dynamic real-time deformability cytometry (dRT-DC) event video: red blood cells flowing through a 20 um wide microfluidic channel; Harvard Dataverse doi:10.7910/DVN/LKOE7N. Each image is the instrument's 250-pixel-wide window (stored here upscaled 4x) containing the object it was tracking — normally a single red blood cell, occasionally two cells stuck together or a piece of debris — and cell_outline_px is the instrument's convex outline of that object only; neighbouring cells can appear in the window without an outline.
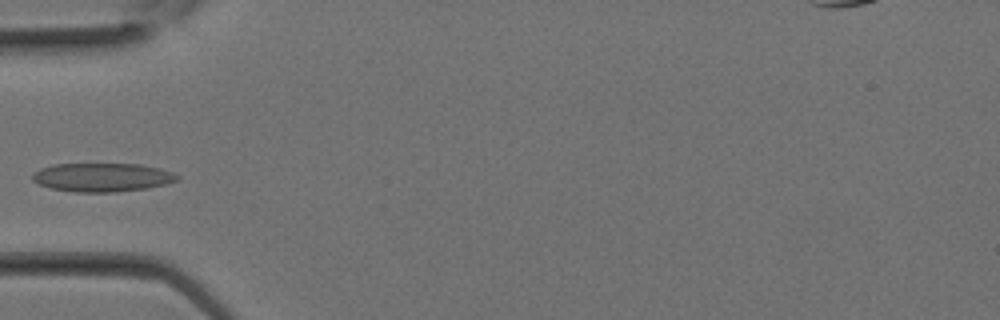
{"species": "Egyptian fruit bat (a non-hibernating species)", "species_latin": "Rousettus aegyptiacus", "temperature_condition": "room temperature", "stored_images_in_passage": 8, "camera_frame_rate_fps": 3000, "um_per_image_px": 0.085, "animal": {"sex": "female"}, "frame": {"image": 1, "passage_image": 7, "time_ms": 2.0, "image_size_px": [1000, 320], "cell_outline_px": [[180, 176], [176, 180], [164, 184], [144, 188], [116, 192], [76, 192], [48, 188], [32, 180], [32, 172], [40, 168], [52, 164], [140, 164], [160, 168], [172, 172]], "centroid_in_image_um": [8.63, 15.06], "position_along_channel_um": 76.4, "area_um2": 24.16}}